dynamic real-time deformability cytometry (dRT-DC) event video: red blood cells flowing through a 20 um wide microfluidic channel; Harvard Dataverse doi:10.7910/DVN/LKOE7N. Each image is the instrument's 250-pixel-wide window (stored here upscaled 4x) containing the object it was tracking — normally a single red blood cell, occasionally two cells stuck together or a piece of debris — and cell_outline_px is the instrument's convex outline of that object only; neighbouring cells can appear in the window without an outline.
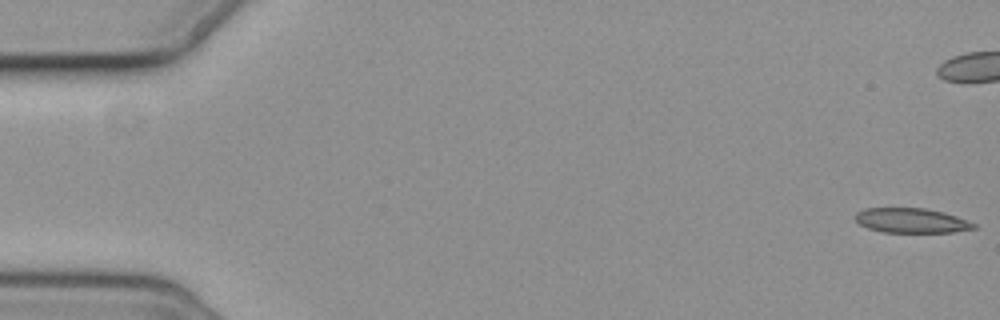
{"species": "common noctule bat (a hibernating species)", "species_latin": "Nyctalus noctula", "temperature_condition": "cold", "stored_images_in_passage": 7, "camera_frame_rate_fps": 3000, "um_per_image_px": 0.085, "animal": {"sex": "female", "body_mass_g": 19.3, "forearm_length_mm": 54.1}, "frame": {"image": 1, "passage_image": 1, "time_ms": 0.0, "image_size_px": [1000, 320], "cell_outline_px": [[976, 228], [952, 232], [884, 232], [868, 228], [860, 224], [856, 220], [856, 212], [864, 208], [924, 208], [944, 212], [956, 216], [976, 224]], "centroid_in_image_um": [77.46, 18.74], "position_along_channel_um": 7.5, "area_um2": 16.94}}